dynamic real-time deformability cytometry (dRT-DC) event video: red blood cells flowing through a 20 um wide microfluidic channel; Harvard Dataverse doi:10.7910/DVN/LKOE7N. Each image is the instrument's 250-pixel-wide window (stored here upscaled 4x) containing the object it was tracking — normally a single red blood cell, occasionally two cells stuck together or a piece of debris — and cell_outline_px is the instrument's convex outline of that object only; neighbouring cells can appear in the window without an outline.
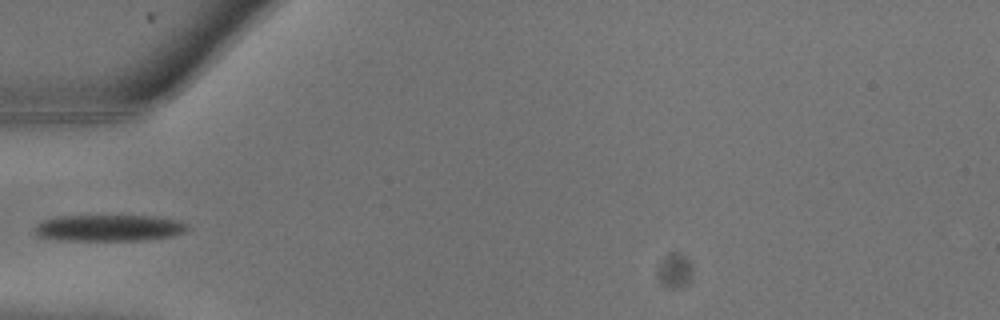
{"species": "common noctule bat (a hibernating species)", "species_latin": "Nyctalus noctula", "temperature_condition": "warm", "stored_images_in_passage": 10, "camera_frame_rate_fps": 3000, "um_per_image_px": 0.085, "animal": {"sex": "male", "body_mass_g": 13.3}, "frame": {"image": 1, "passage_image": 5, "time_ms": 1.333, "image_size_px": [1000, 320], "cell_outline_px": [[188, 228], [184, 232], [172, 236], [144, 240], [64, 240], [40, 236], [32, 228], [36, 224], [44, 220], [60, 216], [152, 216], [180, 220], [188, 224]], "centroid_in_image_um": [9.3, 19.37], "position_along_channel_um": 75.7, "area_um2": 23.41}}
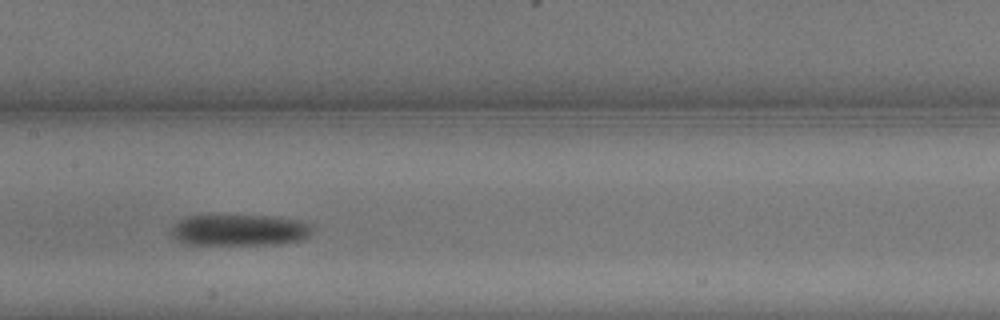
{"frame": {"image": 2, "passage_image": 9, "time_ms": 2.667, "image_size_px": [1000, 320], "cell_outline_px": [[316, 224], [312, 232], [308, 236], [300, 240], [276, 244], [180, 244], [172, 236], [172, 228], [184, 216], [276, 216], [300, 220]], "centroid_in_image_um": [20.41, 19.55], "position_along_channel_um": 187.0, "area_um2": 25.89}}